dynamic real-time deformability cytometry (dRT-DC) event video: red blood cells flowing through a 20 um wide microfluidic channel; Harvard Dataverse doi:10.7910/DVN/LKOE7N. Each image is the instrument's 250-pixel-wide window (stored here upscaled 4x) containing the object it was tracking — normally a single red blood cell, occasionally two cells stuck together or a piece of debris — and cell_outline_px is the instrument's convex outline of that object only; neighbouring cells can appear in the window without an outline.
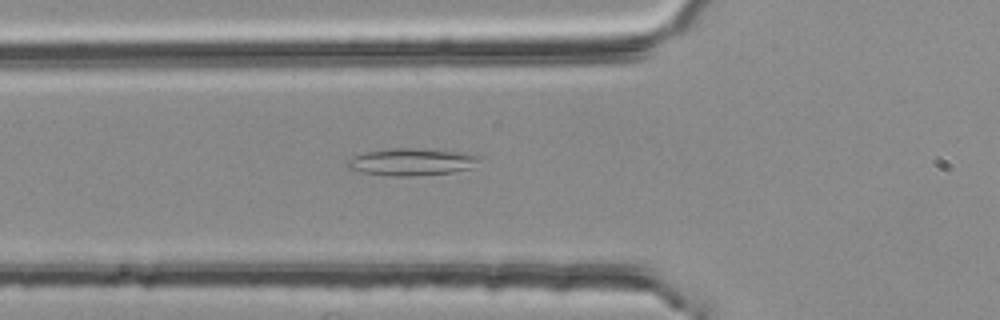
{"species": "common noctule bat (a hibernating species)", "species_latin": "Nyctalus noctula", "temperature_condition": "room temperature", "stored_images_in_passage": 43, "camera_frame_rate_fps": 3000, "um_per_image_px": 0.085, "animal": {"sex": "female", "body_mass_g": 25.1}, "frame": {"image": 1, "passage_image": 11, "time_ms": 3.333, "image_size_px": [1000, 320], "cell_outline_px": [[484, 156], [472, 168], [452, 172], [416, 176], [388, 176], [364, 172], [348, 168], [348, 160], [364, 152], [396, 148], [408, 148], [464, 152]], "centroid_in_image_um": [35.07, 13.76], "position_along_channel_um": 90.7, "area_um2": 20.81}}
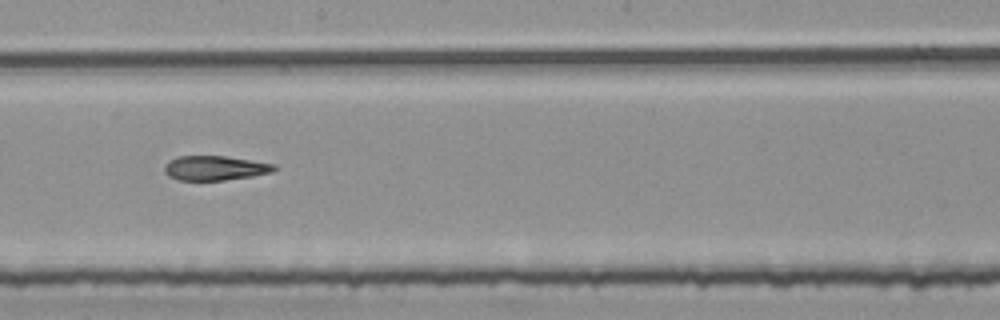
{"frame": {"image": 2, "passage_image": 22, "time_ms": 7.0, "image_size_px": [1000, 320], "cell_outline_px": [[276, 168], [272, 172], [252, 176], [224, 180], [176, 180], [168, 176], [164, 172], [164, 164], [168, 160], [176, 156], [224, 156], [276, 164]], "centroid_in_image_um": [18.21, 14.28], "position_along_channel_um": 230.0, "area_um2": 15.78}}
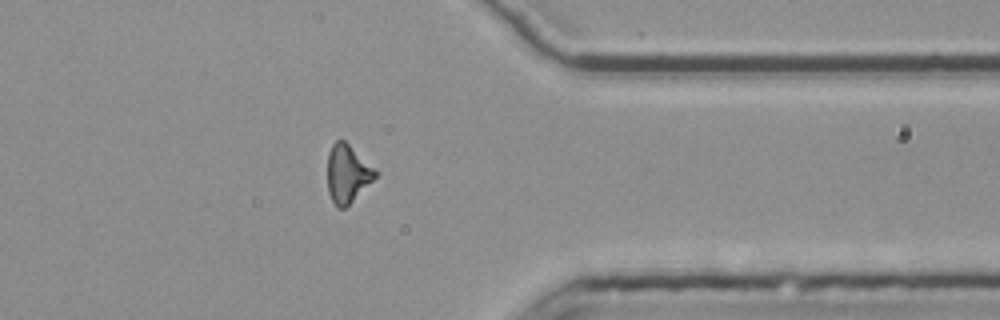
{"frame": {"image": 3, "passage_image": 35, "time_ms": 11.333, "image_size_px": [1000, 320], "cell_outline_px": [[376, 176], [344, 208], [336, 208], [328, 192], [328, 152], [332, 144], [336, 140], [344, 140], [376, 172]], "centroid_in_image_um": [29.47, 14.77], "position_along_channel_um": 381.9, "area_um2": 15.43}, "authors_computed_cell_mechanics": {"area_um2": 16.0106, "velocity_mm_per_s": 3.7885, "shape_relaxation_time_tau1_ms": null, "shape_relaxation_time_tau2_ms": 6.0631, "deformation_change_tau1": null, "deformation_change_tau2": 0.1657}}